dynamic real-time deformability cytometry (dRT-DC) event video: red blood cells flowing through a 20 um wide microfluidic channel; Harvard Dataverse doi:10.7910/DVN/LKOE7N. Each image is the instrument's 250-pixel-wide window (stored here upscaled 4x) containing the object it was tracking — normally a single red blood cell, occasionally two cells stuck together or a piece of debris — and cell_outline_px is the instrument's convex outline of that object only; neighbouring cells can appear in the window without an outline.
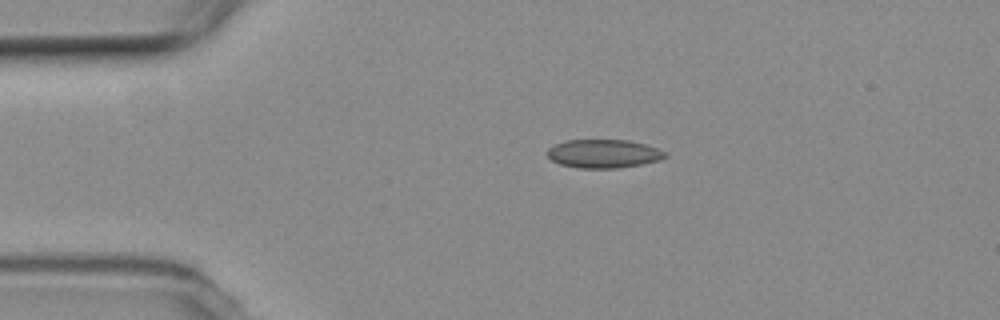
{"species": "common noctule bat (a hibernating species)", "species_latin": "Nyctalus noctula", "temperature_condition": "room temperature", "stored_images_in_passage": 10, "camera_frame_rate_fps": 3000, "um_per_image_px": 0.085, "animal": {"sex": "female", "body_mass_g": 19.3, "forearm_length_mm": 54.1}, "frame": {"image": 1, "passage_image": 1, "time_ms": 0.0, "image_size_px": [1000, 320], "cell_outline_px": [[668, 156], [660, 160], [640, 164], [616, 168], [580, 168], [560, 164], [552, 160], [548, 156], [548, 148], [556, 144], [568, 140], [628, 140], [644, 144], [656, 148], [664, 152]], "centroid_in_image_um": [51.3, 13.06], "position_along_channel_um": 33.7, "area_um2": 19.31}}
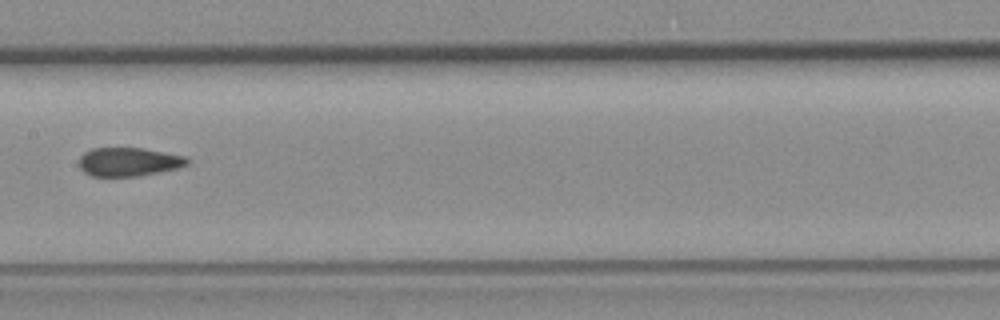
{"frame": {"image": 2, "passage_image": 5, "time_ms": 5.667, "image_size_px": [1000, 320], "cell_outline_px": [[192, 160], [188, 164], [180, 168], [140, 176], [92, 176], [84, 172], [80, 168], [80, 156], [84, 152], [92, 148], [144, 148], [184, 156]], "centroid_in_image_um": [10.97, 13.76], "position_along_channel_um": 196.4, "area_um2": 18.21}}
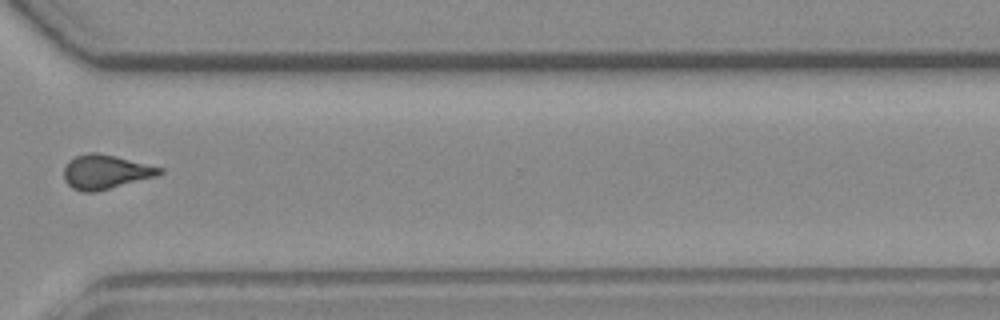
{"frame": {"image": 3, "passage_image": 9, "time_ms": 10.333, "image_size_px": [1000, 320], "cell_outline_px": [[164, 172], [160, 176], [96, 192], [84, 192], [72, 188], [64, 180], [64, 168], [68, 160], [76, 156], [88, 152], [96, 152], [116, 156], [164, 168]], "centroid_in_image_um": [9.01, 14.61], "position_along_channel_um": 361.6, "area_um2": 19.42}}